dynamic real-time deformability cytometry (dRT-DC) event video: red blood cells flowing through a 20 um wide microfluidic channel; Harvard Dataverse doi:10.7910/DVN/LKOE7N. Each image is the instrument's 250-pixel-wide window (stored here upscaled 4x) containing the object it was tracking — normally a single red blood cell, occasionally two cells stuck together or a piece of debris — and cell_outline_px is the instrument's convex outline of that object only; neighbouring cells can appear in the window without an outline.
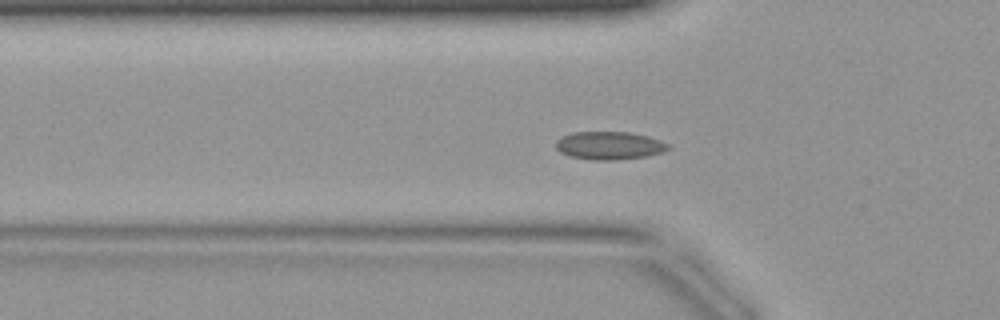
{"species": "common noctule bat (a hibernating species)", "species_latin": "Nyctalus noctula", "temperature_condition": "warm", "stored_images_in_passage": 38, "camera_frame_rate_fps": 3000, "um_per_image_px": 0.085, "animal": {"sex": "female", "body_mass_g": 19.9}, "frame": {"image": 1, "passage_image": 14, "time_ms": 4.333, "image_size_px": [1000, 320], "cell_outline_px": [[672, 148], [664, 152], [648, 156], [612, 160], [592, 160], [568, 156], [560, 152], [556, 148], [556, 140], [572, 132], [628, 132], [648, 136], [660, 140], [668, 144]], "centroid_in_image_um": [51.81, 12.38], "position_along_channel_um": 74.0, "area_um2": 18.44}}
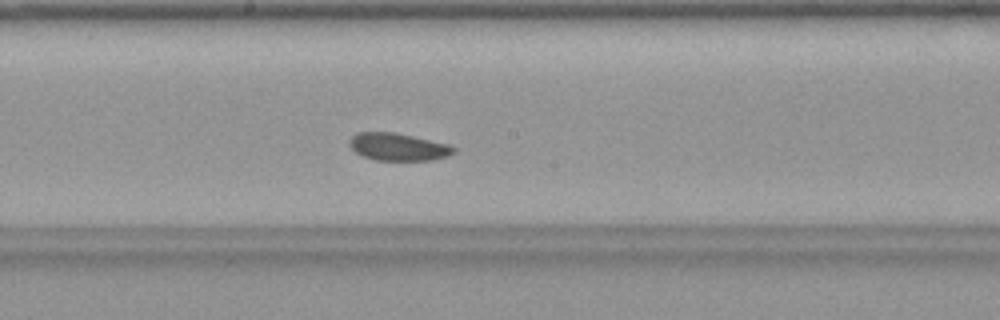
{"frame": {"image": 2, "passage_image": 23, "time_ms": 7.333, "image_size_px": [1000, 320], "cell_outline_px": [[456, 152], [448, 156], [432, 160], [376, 160], [364, 156], [356, 152], [348, 144], [348, 140], [356, 132], [392, 132], [412, 136], [448, 144], [456, 148]], "centroid_in_image_um": [33.84, 12.48], "position_along_channel_um": 214.4, "area_um2": 16.65}}
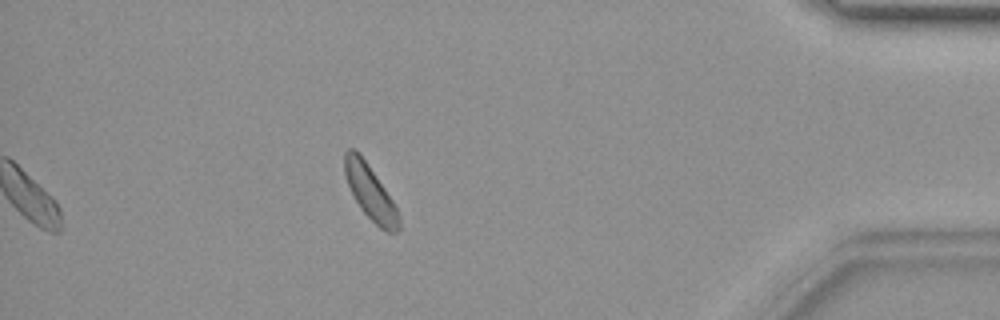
{"frame": {"image": 3, "passage_image": 38, "time_ms": 12.333, "image_size_px": [1000, 320], "cell_outline_px": [[400, 228], [396, 232], [384, 232], [360, 208], [348, 184], [344, 172], [344, 152], [348, 148], [356, 148], [384, 188], [392, 200], [396, 208], [400, 220]], "centroid_in_image_um": [31.46, 16.35], "position_along_channel_um": 403.7, "area_um2": 16.88}}